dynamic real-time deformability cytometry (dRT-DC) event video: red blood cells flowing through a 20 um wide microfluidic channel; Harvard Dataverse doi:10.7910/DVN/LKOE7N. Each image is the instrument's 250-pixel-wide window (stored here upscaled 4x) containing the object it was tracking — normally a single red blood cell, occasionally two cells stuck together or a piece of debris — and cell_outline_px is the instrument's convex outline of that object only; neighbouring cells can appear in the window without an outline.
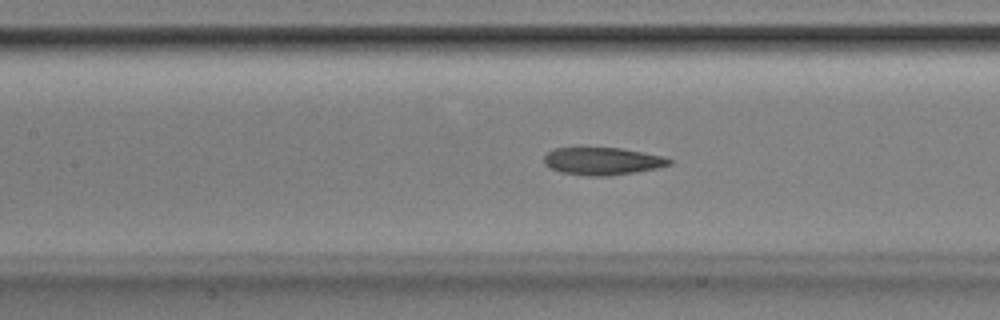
{"species": "Egyptian fruit bat (a non-hibernating species)", "species_latin": "Rousettus aegyptiacus", "temperature_condition": "room temperature", "stored_images_in_passage": 10, "camera_frame_rate_fps": 3000, "um_per_image_px": 0.085, "animal": {"sex": "male"}, "frame": {"image": 1, "passage_image": 9, "time_ms": 2.667, "image_size_px": [1000, 320], "cell_outline_px": [[672, 164], [660, 168], [636, 172], [608, 176], [588, 176], [560, 172], [544, 164], [544, 156], [552, 148], [620, 148], [660, 156], [672, 160]], "centroid_in_image_um": [51.2, 13.71], "position_along_channel_um": 156.2, "area_um2": 20.0}}